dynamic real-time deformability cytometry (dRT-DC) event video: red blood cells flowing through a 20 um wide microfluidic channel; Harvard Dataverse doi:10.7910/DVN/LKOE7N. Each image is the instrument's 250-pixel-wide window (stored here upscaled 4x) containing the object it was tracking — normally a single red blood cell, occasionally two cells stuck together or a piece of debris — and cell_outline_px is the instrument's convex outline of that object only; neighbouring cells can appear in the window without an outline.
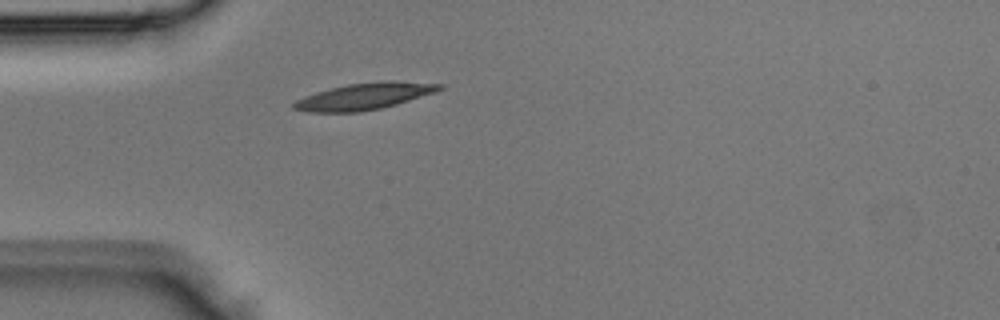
{"species": "Egyptian fruit bat (a non-hibernating species)", "species_latin": "Rousettus aegyptiacus", "temperature_condition": "room temperature", "stored_images_in_passage": 1, "camera_frame_rate_fps": 3000, "um_per_image_px": 0.085, "animal": {"sex": "male"}, "frame": {"image": 1, "passage_image": 1, "time_ms": 0.0, "image_size_px": [1000, 320], "cell_outline_px": [[444, 88], [436, 92], [396, 104], [380, 108], [360, 112], [308, 112], [292, 108], [292, 104], [296, 100], [304, 96], [316, 92], [348, 84], [384, 80], [396, 80], [444, 84]], "centroid_in_image_um": [31.0, 8.17], "position_along_channel_um": 54.0, "area_um2": 22.66}}